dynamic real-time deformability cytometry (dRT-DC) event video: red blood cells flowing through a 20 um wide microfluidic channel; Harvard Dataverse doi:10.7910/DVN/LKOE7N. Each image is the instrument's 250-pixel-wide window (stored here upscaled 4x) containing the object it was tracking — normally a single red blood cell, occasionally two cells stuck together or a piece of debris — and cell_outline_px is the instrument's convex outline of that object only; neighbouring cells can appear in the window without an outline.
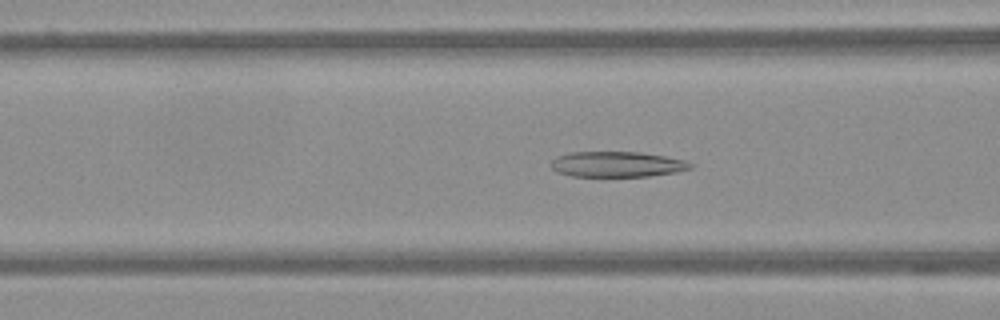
{"species": "Egyptian fruit bat (a non-hibernating species)", "species_latin": "Rousettus aegyptiacus", "temperature_condition": "warm", "stored_images_in_passage": 57, "camera_frame_rate_fps": 3000, "um_per_image_px": 0.085, "frame": {"image": 1, "passage_image": 23, "time_ms": 7.333, "image_size_px": [1000, 320], "cell_outline_px": [[692, 168], [676, 172], [648, 176], [572, 176], [556, 172], [548, 164], [556, 156], [572, 152], [640, 152], [664, 156], [684, 160], [692, 164]], "centroid_in_image_um": [52.4, 13.96], "position_along_channel_um": 114.2, "area_um2": 20.69}}
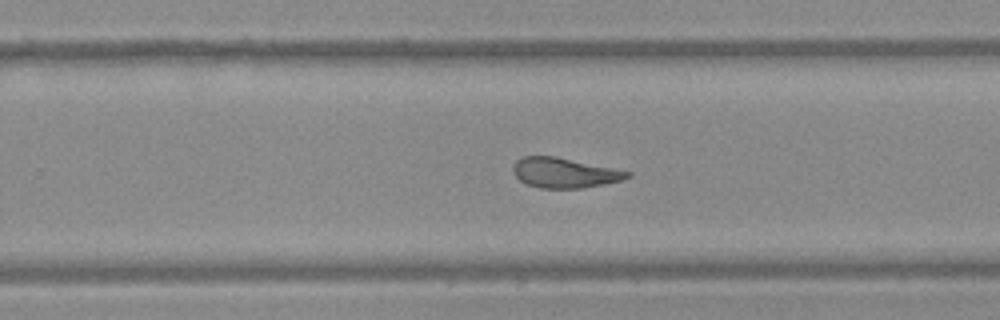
{"frame": {"image": 2, "passage_image": 37, "time_ms": 12.0, "image_size_px": [1000, 320], "cell_outline_px": [[632, 176], [620, 180], [604, 184], [580, 188], [540, 188], [528, 184], [520, 180], [512, 172], [512, 168], [516, 160], [524, 156], [556, 156], [632, 172]], "centroid_in_image_um": [47.96, 14.68], "position_along_channel_um": 281.8, "area_um2": 19.88}}
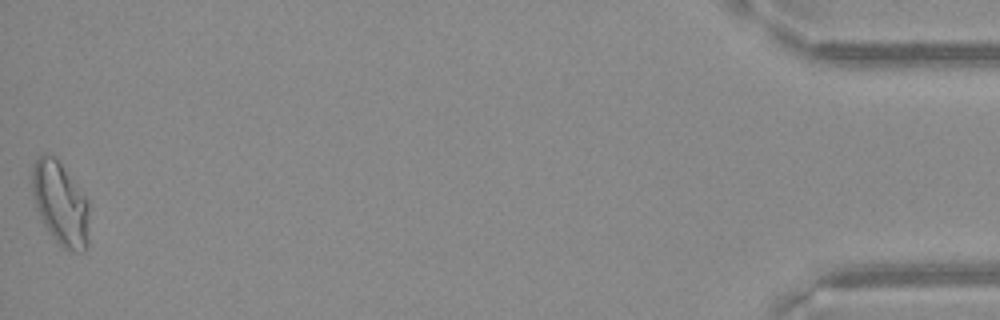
{"frame": {"image": 3, "passage_image": 57, "time_ms": 18.667, "image_size_px": [1000, 320], "cell_outline_px": [[88, 244], [80, 252], [72, 252], [60, 248], [44, 224], [36, 208], [32, 192], [32, 164], [44, 152], [56, 156], [88, 200]], "centroid_in_image_um": [5.12, 17.29], "position_along_channel_um": 430.1, "area_um2": 27.92}}